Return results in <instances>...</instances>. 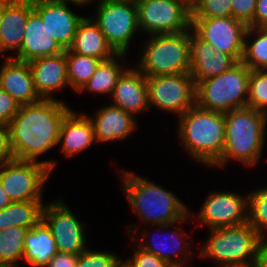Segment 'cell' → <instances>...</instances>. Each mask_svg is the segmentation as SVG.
Returning a JSON list of instances; mask_svg holds the SVG:
<instances>
[{"instance_id": "1", "label": "cell", "mask_w": 267, "mask_h": 267, "mask_svg": "<svg viewBox=\"0 0 267 267\" xmlns=\"http://www.w3.org/2000/svg\"><path fill=\"white\" fill-rule=\"evenodd\" d=\"M63 100L41 99L33 104L20 105L8 124L14 159L42 162L53 172L59 164L57 160L40 161V156L44 157L58 146L63 119L72 109Z\"/></svg>"}, {"instance_id": "2", "label": "cell", "mask_w": 267, "mask_h": 267, "mask_svg": "<svg viewBox=\"0 0 267 267\" xmlns=\"http://www.w3.org/2000/svg\"><path fill=\"white\" fill-rule=\"evenodd\" d=\"M128 206L135 212L139 224H130L125 234L130 237L140 227L175 223L190 213V208L172 190L134 171L115 168ZM150 179V180H149ZM141 224V225H140ZM140 225V226H139ZM137 226H139L137 228Z\"/></svg>"}, {"instance_id": "3", "label": "cell", "mask_w": 267, "mask_h": 267, "mask_svg": "<svg viewBox=\"0 0 267 267\" xmlns=\"http://www.w3.org/2000/svg\"><path fill=\"white\" fill-rule=\"evenodd\" d=\"M225 145L220 159L211 168H226L228 162L257 167L264 152L267 118L261 111L245 106L224 113ZM233 160V161H232Z\"/></svg>"}, {"instance_id": "4", "label": "cell", "mask_w": 267, "mask_h": 267, "mask_svg": "<svg viewBox=\"0 0 267 267\" xmlns=\"http://www.w3.org/2000/svg\"><path fill=\"white\" fill-rule=\"evenodd\" d=\"M177 119L176 135L183 150L192 162L211 168L220 159L225 145L224 113L195 104Z\"/></svg>"}, {"instance_id": "5", "label": "cell", "mask_w": 267, "mask_h": 267, "mask_svg": "<svg viewBox=\"0 0 267 267\" xmlns=\"http://www.w3.org/2000/svg\"><path fill=\"white\" fill-rule=\"evenodd\" d=\"M207 239L197 248L199 257L217 267L255 264L264 237L248 222L239 226L207 229Z\"/></svg>"}, {"instance_id": "6", "label": "cell", "mask_w": 267, "mask_h": 267, "mask_svg": "<svg viewBox=\"0 0 267 267\" xmlns=\"http://www.w3.org/2000/svg\"><path fill=\"white\" fill-rule=\"evenodd\" d=\"M144 40L133 65L146 77L190 72V30L148 35Z\"/></svg>"}, {"instance_id": "7", "label": "cell", "mask_w": 267, "mask_h": 267, "mask_svg": "<svg viewBox=\"0 0 267 267\" xmlns=\"http://www.w3.org/2000/svg\"><path fill=\"white\" fill-rule=\"evenodd\" d=\"M187 222L193 223L190 214L172 224L150 225L148 229L146 225V227L143 226L141 227L142 229L136 230L129 239L142 250L154 254L167 262L171 267L191 266L190 260L194 261L192 256L198 252L197 250L194 252V249L190 248L195 241L192 239L194 237H190L192 234L184 230L183 224L186 223L187 225Z\"/></svg>"}, {"instance_id": "8", "label": "cell", "mask_w": 267, "mask_h": 267, "mask_svg": "<svg viewBox=\"0 0 267 267\" xmlns=\"http://www.w3.org/2000/svg\"><path fill=\"white\" fill-rule=\"evenodd\" d=\"M250 70L242 61H238L220 75L196 83V105L223 113L245 107Z\"/></svg>"}, {"instance_id": "9", "label": "cell", "mask_w": 267, "mask_h": 267, "mask_svg": "<svg viewBox=\"0 0 267 267\" xmlns=\"http://www.w3.org/2000/svg\"><path fill=\"white\" fill-rule=\"evenodd\" d=\"M94 4L92 18L108 43L117 53L129 54L133 39H139L135 37L140 32L135 0L91 1Z\"/></svg>"}, {"instance_id": "10", "label": "cell", "mask_w": 267, "mask_h": 267, "mask_svg": "<svg viewBox=\"0 0 267 267\" xmlns=\"http://www.w3.org/2000/svg\"><path fill=\"white\" fill-rule=\"evenodd\" d=\"M53 173L42 162L13 159L0 165V183L15 201H45L43 192Z\"/></svg>"}, {"instance_id": "11", "label": "cell", "mask_w": 267, "mask_h": 267, "mask_svg": "<svg viewBox=\"0 0 267 267\" xmlns=\"http://www.w3.org/2000/svg\"><path fill=\"white\" fill-rule=\"evenodd\" d=\"M141 35L177 34L191 29V8L181 0H135Z\"/></svg>"}, {"instance_id": "12", "label": "cell", "mask_w": 267, "mask_h": 267, "mask_svg": "<svg viewBox=\"0 0 267 267\" xmlns=\"http://www.w3.org/2000/svg\"><path fill=\"white\" fill-rule=\"evenodd\" d=\"M149 108L177 118L196 104V84L189 72L147 77Z\"/></svg>"}, {"instance_id": "13", "label": "cell", "mask_w": 267, "mask_h": 267, "mask_svg": "<svg viewBox=\"0 0 267 267\" xmlns=\"http://www.w3.org/2000/svg\"><path fill=\"white\" fill-rule=\"evenodd\" d=\"M246 194V195H245ZM208 191L198 213L191 211L193 223L204 228L239 226L248 222V192ZM195 214V215H194Z\"/></svg>"}, {"instance_id": "14", "label": "cell", "mask_w": 267, "mask_h": 267, "mask_svg": "<svg viewBox=\"0 0 267 267\" xmlns=\"http://www.w3.org/2000/svg\"><path fill=\"white\" fill-rule=\"evenodd\" d=\"M42 220L50 228L58 252L79 255L89 246L87 222L80 221L62 197L46 201Z\"/></svg>"}, {"instance_id": "15", "label": "cell", "mask_w": 267, "mask_h": 267, "mask_svg": "<svg viewBox=\"0 0 267 267\" xmlns=\"http://www.w3.org/2000/svg\"><path fill=\"white\" fill-rule=\"evenodd\" d=\"M247 25L233 17L191 18V29L215 50L241 61Z\"/></svg>"}, {"instance_id": "16", "label": "cell", "mask_w": 267, "mask_h": 267, "mask_svg": "<svg viewBox=\"0 0 267 267\" xmlns=\"http://www.w3.org/2000/svg\"><path fill=\"white\" fill-rule=\"evenodd\" d=\"M71 6L83 8L68 2L33 0V10L40 16L50 35L64 50L69 49L72 45L77 26L84 18L83 15L75 13Z\"/></svg>"}, {"instance_id": "17", "label": "cell", "mask_w": 267, "mask_h": 267, "mask_svg": "<svg viewBox=\"0 0 267 267\" xmlns=\"http://www.w3.org/2000/svg\"><path fill=\"white\" fill-rule=\"evenodd\" d=\"M109 104V105H108ZM97 108L92 116L88 115L94 126L96 142L110 144L123 142L133 136L139 128L138 120L130 113L110 103Z\"/></svg>"}, {"instance_id": "18", "label": "cell", "mask_w": 267, "mask_h": 267, "mask_svg": "<svg viewBox=\"0 0 267 267\" xmlns=\"http://www.w3.org/2000/svg\"><path fill=\"white\" fill-rule=\"evenodd\" d=\"M32 11L33 0H1L0 55L3 58L4 55L5 58H12V51L17 53L20 50L24 29Z\"/></svg>"}, {"instance_id": "19", "label": "cell", "mask_w": 267, "mask_h": 267, "mask_svg": "<svg viewBox=\"0 0 267 267\" xmlns=\"http://www.w3.org/2000/svg\"><path fill=\"white\" fill-rule=\"evenodd\" d=\"M127 65L129 67L118 79L108 101L137 118L139 114L151 112L148 104L147 77L135 65Z\"/></svg>"}, {"instance_id": "20", "label": "cell", "mask_w": 267, "mask_h": 267, "mask_svg": "<svg viewBox=\"0 0 267 267\" xmlns=\"http://www.w3.org/2000/svg\"><path fill=\"white\" fill-rule=\"evenodd\" d=\"M238 61L231 55L215 50L190 29V74L195 84L230 69Z\"/></svg>"}, {"instance_id": "21", "label": "cell", "mask_w": 267, "mask_h": 267, "mask_svg": "<svg viewBox=\"0 0 267 267\" xmlns=\"http://www.w3.org/2000/svg\"><path fill=\"white\" fill-rule=\"evenodd\" d=\"M28 64L36 93L41 99H57L55 93L70 88L66 50L62 54L30 60Z\"/></svg>"}, {"instance_id": "22", "label": "cell", "mask_w": 267, "mask_h": 267, "mask_svg": "<svg viewBox=\"0 0 267 267\" xmlns=\"http://www.w3.org/2000/svg\"><path fill=\"white\" fill-rule=\"evenodd\" d=\"M96 143L94 126L88 114L72 108L65 115L60 129L58 146L63 156L67 159L76 157Z\"/></svg>"}, {"instance_id": "23", "label": "cell", "mask_w": 267, "mask_h": 267, "mask_svg": "<svg viewBox=\"0 0 267 267\" xmlns=\"http://www.w3.org/2000/svg\"><path fill=\"white\" fill-rule=\"evenodd\" d=\"M65 50L50 35L40 16L33 10L28 17L20 50L12 58L28 62L40 57L62 54Z\"/></svg>"}, {"instance_id": "24", "label": "cell", "mask_w": 267, "mask_h": 267, "mask_svg": "<svg viewBox=\"0 0 267 267\" xmlns=\"http://www.w3.org/2000/svg\"><path fill=\"white\" fill-rule=\"evenodd\" d=\"M0 65V88L8 92L20 105L41 100L36 93L28 62L4 58Z\"/></svg>"}, {"instance_id": "25", "label": "cell", "mask_w": 267, "mask_h": 267, "mask_svg": "<svg viewBox=\"0 0 267 267\" xmlns=\"http://www.w3.org/2000/svg\"><path fill=\"white\" fill-rule=\"evenodd\" d=\"M72 52L91 56L102 61L108 60L118 54L108 43L99 28V25L90 16H85L79 22L72 45Z\"/></svg>"}, {"instance_id": "26", "label": "cell", "mask_w": 267, "mask_h": 267, "mask_svg": "<svg viewBox=\"0 0 267 267\" xmlns=\"http://www.w3.org/2000/svg\"><path fill=\"white\" fill-rule=\"evenodd\" d=\"M57 252L56 241L43 220L27 230L22 258L27 266L45 267Z\"/></svg>"}, {"instance_id": "27", "label": "cell", "mask_w": 267, "mask_h": 267, "mask_svg": "<svg viewBox=\"0 0 267 267\" xmlns=\"http://www.w3.org/2000/svg\"><path fill=\"white\" fill-rule=\"evenodd\" d=\"M128 54L118 53L114 57L101 61L92 77L83 85L77 94L90 93L93 96H110L117 85L118 79L128 68L122 63ZM125 65V67H124Z\"/></svg>"}, {"instance_id": "28", "label": "cell", "mask_w": 267, "mask_h": 267, "mask_svg": "<svg viewBox=\"0 0 267 267\" xmlns=\"http://www.w3.org/2000/svg\"><path fill=\"white\" fill-rule=\"evenodd\" d=\"M241 61L251 70H267V28L247 27Z\"/></svg>"}, {"instance_id": "29", "label": "cell", "mask_w": 267, "mask_h": 267, "mask_svg": "<svg viewBox=\"0 0 267 267\" xmlns=\"http://www.w3.org/2000/svg\"><path fill=\"white\" fill-rule=\"evenodd\" d=\"M27 230L26 228L13 226L0 231L1 267L20 266L24 255V239Z\"/></svg>"}, {"instance_id": "30", "label": "cell", "mask_w": 267, "mask_h": 267, "mask_svg": "<svg viewBox=\"0 0 267 267\" xmlns=\"http://www.w3.org/2000/svg\"><path fill=\"white\" fill-rule=\"evenodd\" d=\"M101 61V59L77 54L66 49L67 77L70 89L77 93L92 77Z\"/></svg>"}, {"instance_id": "31", "label": "cell", "mask_w": 267, "mask_h": 267, "mask_svg": "<svg viewBox=\"0 0 267 267\" xmlns=\"http://www.w3.org/2000/svg\"><path fill=\"white\" fill-rule=\"evenodd\" d=\"M45 201H15L10 204L11 227L31 229L42 220Z\"/></svg>"}, {"instance_id": "32", "label": "cell", "mask_w": 267, "mask_h": 267, "mask_svg": "<svg viewBox=\"0 0 267 267\" xmlns=\"http://www.w3.org/2000/svg\"><path fill=\"white\" fill-rule=\"evenodd\" d=\"M248 223L263 237L267 235V185L248 192Z\"/></svg>"}, {"instance_id": "33", "label": "cell", "mask_w": 267, "mask_h": 267, "mask_svg": "<svg viewBox=\"0 0 267 267\" xmlns=\"http://www.w3.org/2000/svg\"><path fill=\"white\" fill-rule=\"evenodd\" d=\"M246 106L263 113L267 110V70H250Z\"/></svg>"}, {"instance_id": "34", "label": "cell", "mask_w": 267, "mask_h": 267, "mask_svg": "<svg viewBox=\"0 0 267 267\" xmlns=\"http://www.w3.org/2000/svg\"><path fill=\"white\" fill-rule=\"evenodd\" d=\"M89 247L78 255L76 267H116L123 259L116 252L92 250Z\"/></svg>"}, {"instance_id": "35", "label": "cell", "mask_w": 267, "mask_h": 267, "mask_svg": "<svg viewBox=\"0 0 267 267\" xmlns=\"http://www.w3.org/2000/svg\"><path fill=\"white\" fill-rule=\"evenodd\" d=\"M231 0H198L191 9V18L232 17Z\"/></svg>"}, {"instance_id": "36", "label": "cell", "mask_w": 267, "mask_h": 267, "mask_svg": "<svg viewBox=\"0 0 267 267\" xmlns=\"http://www.w3.org/2000/svg\"><path fill=\"white\" fill-rule=\"evenodd\" d=\"M131 247L135 248L131 254L132 256L123 257V260L130 267H171L167 262L154 254L142 250L135 243Z\"/></svg>"}, {"instance_id": "37", "label": "cell", "mask_w": 267, "mask_h": 267, "mask_svg": "<svg viewBox=\"0 0 267 267\" xmlns=\"http://www.w3.org/2000/svg\"><path fill=\"white\" fill-rule=\"evenodd\" d=\"M232 17L247 26L254 27V14L257 0H231Z\"/></svg>"}, {"instance_id": "38", "label": "cell", "mask_w": 267, "mask_h": 267, "mask_svg": "<svg viewBox=\"0 0 267 267\" xmlns=\"http://www.w3.org/2000/svg\"><path fill=\"white\" fill-rule=\"evenodd\" d=\"M20 104L6 91L0 88V123L8 125L17 114Z\"/></svg>"}, {"instance_id": "39", "label": "cell", "mask_w": 267, "mask_h": 267, "mask_svg": "<svg viewBox=\"0 0 267 267\" xmlns=\"http://www.w3.org/2000/svg\"><path fill=\"white\" fill-rule=\"evenodd\" d=\"M13 159L8 125L0 123V165Z\"/></svg>"}, {"instance_id": "40", "label": "cell", "mask_w": 267, "mask_h": 267, "mask_svg": "<svg viewBox=\"0 0 267 267\" xmlns=\"http://www.w3.org/2000/svg\"><path fill=\"white\" fill-rule=\"evenodd\" d=\"M78 255L57 252L45 267H76Z\"/></svg>"}, {"instance_id": "41", "label": "cell", "mask_w": 267, "mask_h": 267, "mask_svg": "<svg viewBox=\"0 0 267 267\" xmlns=\"http://www.w3.org/2000/svg\"><path fill=\"white\" fill-rule=\"evenodd\" d=\"M254 27L267 28V0H257Z\"/></svg>"}, {"instance_id": "42", "label": "cell", "mask_w": 267, "mask_h": 267, "mask_svg": "<svg viewBox=\"0 0 267 267\" xmlns=\"http://www.w3.org/2000/svg\"><path fill=\"white\" fill-rule=\"evenodd\" d=\"M11 227L10 205L0 210V231Z\"/></svg>"}, {"instance_id": "43", "label": "cell", "mask_w": 267, "mask_h": 267, "mask_svg": "<svg viewBox=\"0 0 267 267\" xmlns=\"http://www.w3.org/2000/svg\"><path fill=\"white\" fill-rule=\"evenodd\" d=\"M255 265L256 267H267V243L265 241L260 247Z\"/></svg>"}, {"instance_id": "44", "label": "cell", "mask_w": 267, "mask_h": 267, "mask_svg": "<svg viewBox=\"0 0 267 267\" xmlns=\"http://www.w3.org/2000/svg\"><path fill=\"white\" fill-rule=\"evenodd\" d=\"M12 203V200L7 195V193L4 191L1 183H0V210L7 207Z\"/></svg>"}, {"instance_id": "45", "label": "cell", "mask_w": 267, "mask_h": 267, "mask_svg": "<svg viewBox=\"0 0 267 267\" xmlns=\"http://www.w3.org/2000/svg\"><path fill=\"white\" fill-rule=\"evenodd\" d=\"M47 1H53V2H68V3H74L80 6H88L91 4V0H47Z\"/></svg>"}, {"instance_id": "46", "label": "cell", "mask_w": 267, "mask_h": 267, "mask_svg": "<svg viewBox=\"0 0 267 267\" xmlns=\"http://www.w3.org/2000/svg\"><path fill=\"white\" fill-rule=\"evenodd\" d=\"M181 1H183L191 9L198 2V0H181Z\"/></svg>"}, {"instance_id": "47", "label": "cell", "mask_w": 267, "mask_h": 267, "mask_svg": "<svg viewBox=\"0 0 267 267\" xmlns=\"http://www.w3.org/2000/svg\"><path fill=\"white\" fill-rule=\"evenodd\" d=\"M222 267H256L255 264H247V265H227Z\"/></svg>"}, {"instance_id": "48", "label": "cell", "mask_w": 267, "mask_h": 267, "mask_svg": "<svg viewBox=\"0 0 267 267\" xmlns=\"http://www.w3.org/2000/svg\"><path fill=\"white\" fill-rule=\"evenodd\" d=\"M116 267H130L123 259Z\"/></svg>"}, {"instance_id": "49", "label": "cell", "mask_w": 267, "mask_h": 267, "mask_svg": "<svg viewBox=\"0 0 267 267\" xmlns=\"http://www.w3.org/2000/svg\"><path fill=\"white\" fill-rule=\"evenodd\" d=\"M0 24H1V0H0Z\"/></svg>"}, {"instance_id": "50", "label": "cell", "mask_w": 267, "mask_h": 267, "mask_svg": "<svg viewBox=\"0 0 267 267\" xmlns=\"http://www.w3.org/2000/svg\"><path fill=\"white\" fill-rule=\"evenodd\" d=\"M264 239H265V242L267 243V235L264 237Z\"/></svg>"}]
</instances>
